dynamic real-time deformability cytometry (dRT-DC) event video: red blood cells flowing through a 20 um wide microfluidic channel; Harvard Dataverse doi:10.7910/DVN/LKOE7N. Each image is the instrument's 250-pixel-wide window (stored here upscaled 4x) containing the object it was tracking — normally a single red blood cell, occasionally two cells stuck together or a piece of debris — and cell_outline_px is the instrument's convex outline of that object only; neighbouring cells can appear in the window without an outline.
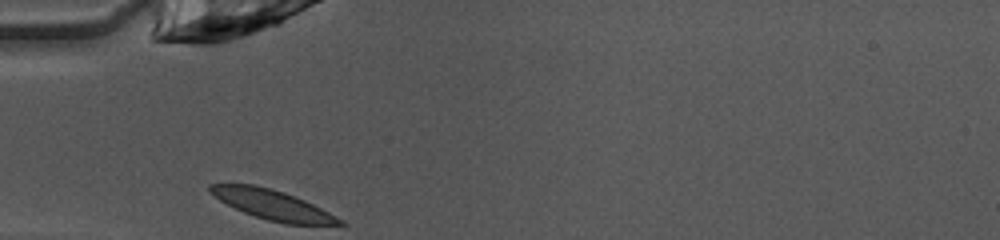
{"species": "common noctule bat (a hibernating species)", "species_latin": "Nyctalus noctula", "temperature_condition": "warm", "stored_images_in_passage": 27, "camera_frame_rate_fps": 3000, "um_per_image_px": 0.085, "animal": {"sex": "female", "body_mass_g": 10.0, "forearm_length_mm": 53.1}, "frame": {"image": 1, "passage_image": 1, "time_ms": 0.0, "image_size_px": [1000, 240], "cell_outline_px": [[348, 224], [288, 224], [268, 220], [244, 212], [220, 200], [208, 192], [208, 184], [256, 184], [272, 188], [284, 192], [304, 200], [344, 220]], "centroid_in_image_um": [23.13, 17.38], "position_along_channel_um": 61.9, "area_um2": 22.14}}
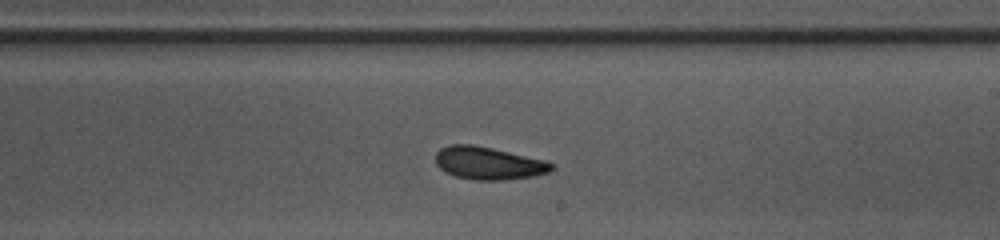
{"frame": {"image": 2, "passage_image": 15, "time_ms": 4.667, "image_size_px": [1000, 240], "cell_outline_px": [[556, 168], [548, 172], [532, 176], [504, 180], [476, 180], [456, 176], [440, 168], [436, 164], [436, 152], [440, 148], [452, 144], [472, 144], [492, 148], [544, 160], [556, 164]], "centroid_in_image_um": [41.54, 13.86], "position_along_channel_um": 247.5, "area_um2": 21.96}}
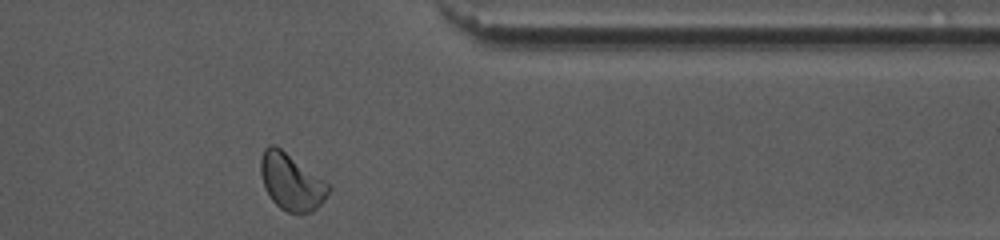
{"frame": {"image": 3, "passage_image": 26, "time_ms": 8.333, "image_size_px": [1000, 240], "cell_outline_px": [[332, 188], [324, 200], [312, 212], [288, 212], [280, 208], [272, 200], [264, 188], [260, 172], [260, 160], [264, 148], [268, 144], [276, 144], [324, 180]], "centroid_in_image_um": [24.74, 15.43], "position_along_channel_um": 386.7, "area_um2": 22.37}, "authors_computed_cell_mechanics": {"area_um2": 21.6172, "velocity_mm_per_s": 4.0324, "shape_relaxation_time_tau1_ms": 4.092, "shape_relaxation_time_tau2_ms": 3.2232, "deformation_change_tau1": 0.1168, "deformation_change_tau2": 0.0713}}